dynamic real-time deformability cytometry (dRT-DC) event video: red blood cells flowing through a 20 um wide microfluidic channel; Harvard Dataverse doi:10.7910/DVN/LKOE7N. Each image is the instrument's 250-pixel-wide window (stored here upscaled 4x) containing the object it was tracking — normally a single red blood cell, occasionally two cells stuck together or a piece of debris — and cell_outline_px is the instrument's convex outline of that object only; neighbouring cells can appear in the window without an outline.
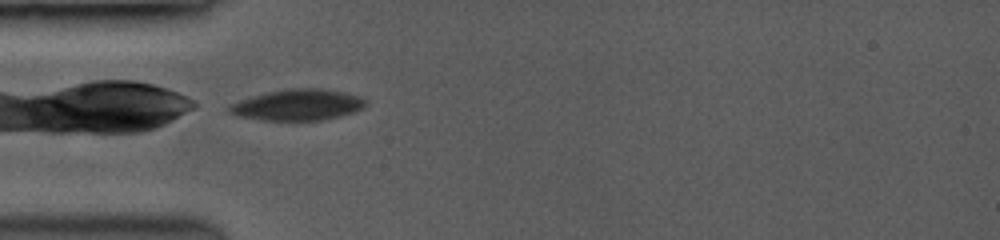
{"species": "common noctule bat (a hibernating species)", "species_latin": "Nyctalus noctula", "temperature_condition": "room temperature", "stored_images_in_passage": 7, "camera_frame_rate_fps": 3500, "um_per_image_px": 0.085, "animal": {"sex": "female", "body_mass_g": 19.0, "forearm_length_mm": 53.3}, "frame": {"image": 1, "passage_image": 2, "time_ms": 0.857, "image_size_px": [1000, 240], "cell_outline_px": [[364, 104], [360, 108], [352, 112], [340, 116], [320, 120], [264, 120], [240, 116], [228, 112], [228, 108], [232, 104], [256, 96], [272, 92], [300, 88], [316, 88], [340, 92], [356, 96], [364, 100]], "centroid_in_image_um": [25.3, 8.94], "position_along_channel_um": 59.7, "area_um2": 23.47}}
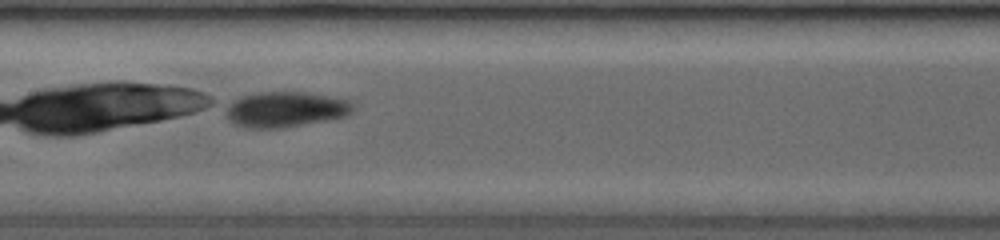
{"frame": {"image": 2, "passage_image": 6, "time_ms": 4.0, "image_size_px": [1000, 240], "cell_outline_px": [[352, 108], [344, 116], [276, 128], [244, 128], [228, 120], [228, 104], [244, 96], [264, 92], [300, 92], [344, 100], [352, 104]], "centroid_in_image_um": [24.17, 9.31], "position_along_channel_um": 183.2, "area_um2": 24.85}}